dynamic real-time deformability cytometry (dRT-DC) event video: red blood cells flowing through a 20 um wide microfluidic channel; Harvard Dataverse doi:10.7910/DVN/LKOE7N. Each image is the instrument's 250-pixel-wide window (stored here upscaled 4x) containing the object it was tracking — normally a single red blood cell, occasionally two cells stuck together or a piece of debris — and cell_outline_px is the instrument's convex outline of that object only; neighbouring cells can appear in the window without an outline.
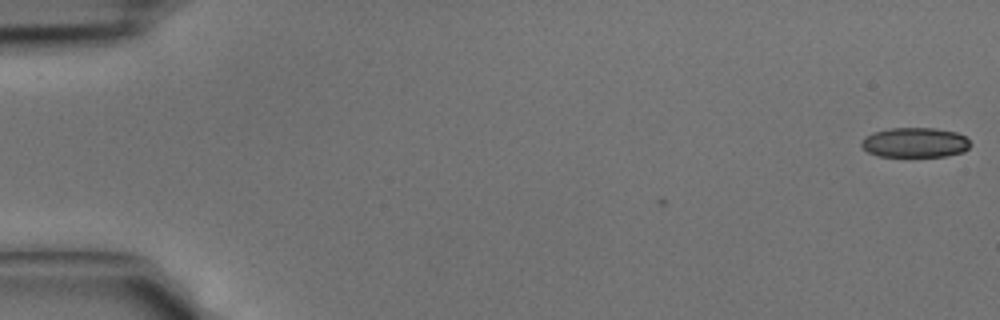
{"species": "common noctule bat (a hibernating species)", "species_latin": "Nyctalus noctula", "temperature_condition": "cold", "stored_images_in_passage": 3, "camera_frame_rate_fps": 3000, "um_per_image_px": 0.085, "animal": {"sex": "male", "body_mass_g": 15.6}, "frame": {"image": 1, "passage_image": 1, "time_ms": 0.0, "image_size_px": [1000, 320], "cell_outline_px": [[972, 144], [964, 152], [944, 156], [880, 156], [868, 152], [860, 144], [860, 140], [864, 136], [872, 132], [888, 128], [932, 128], [956, 132], [964, 136]], "centroid_in_image_um": [77.74, 12.11], "position_along_channel_um": 7.3, "area_um2": 19.02}}